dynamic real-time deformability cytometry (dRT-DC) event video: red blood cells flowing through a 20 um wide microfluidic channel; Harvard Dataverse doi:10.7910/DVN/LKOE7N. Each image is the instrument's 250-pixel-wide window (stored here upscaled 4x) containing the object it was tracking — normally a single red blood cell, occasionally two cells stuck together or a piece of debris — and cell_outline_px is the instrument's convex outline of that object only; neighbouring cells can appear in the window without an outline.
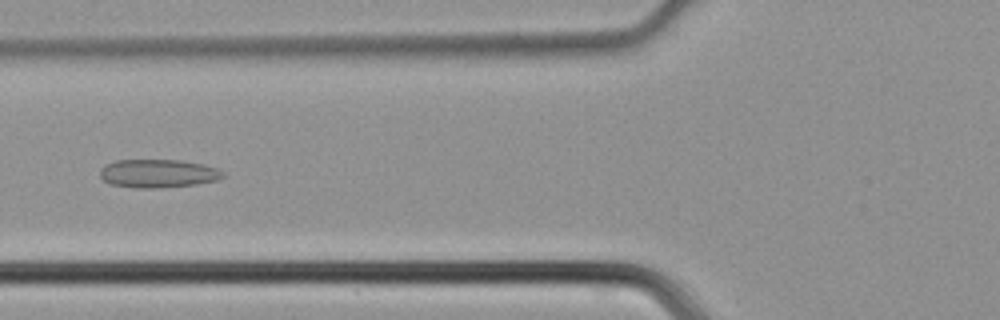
{"species": "common noctule bat (a hibernating species)", "species_latin": "Nyctalus noctula", "temperature_condition": "cold", "stored_images_in_passage": 27, "camera_frame_rate_fps": 3000, "um_per_image_px": 0.085, "animal": {"sex": "male", "body_mass_g": 21.5, "forearm_length_mm": 52.0}, "frame": {"image": 1, "passage_image": 5, "time_ms": 1.333, "image_size_px": [1000, 320], "cell_outline_px": [[224, 176], [216, 180], [196, 184], [160, 188], [136, 188], [108, 184], [100, 176], [100, 168], [104, 164], [116, 160], [180, 160], [204, 164], [216, 168], [224, 172]], "centroid_in_image_um": [13.4, 14.74], "position_along_channel_um": 112.4, "area_um2": 20.46}}
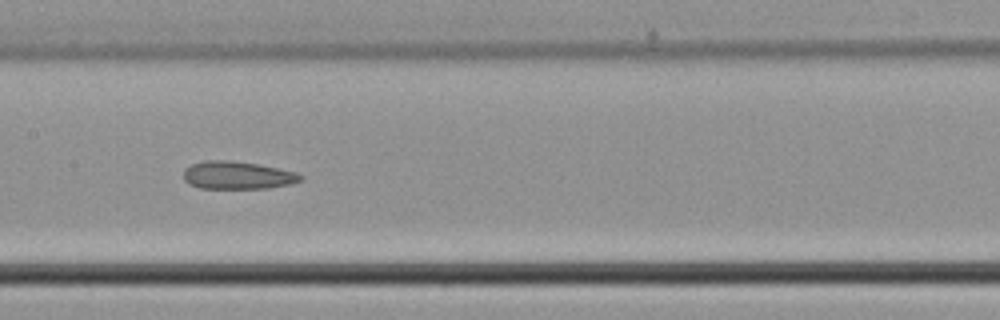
{"frame": {"image": 2, "passage_image": 10, "time_ms": 3.0, "image_size_px": [1000, 320], "cell_outline_px": [[304, 180], [288, 184], [268, 188], [200, 188], [188, 184], [184, 180], [184, 168], [192, 164], [204, 160], [232, 160], [260, 164], [296, 172], [304, 176]], "centroid_in_image_um": [20.18, 14.89], "position_along_channel_um": 187.2, "area_um2": 19.13}}
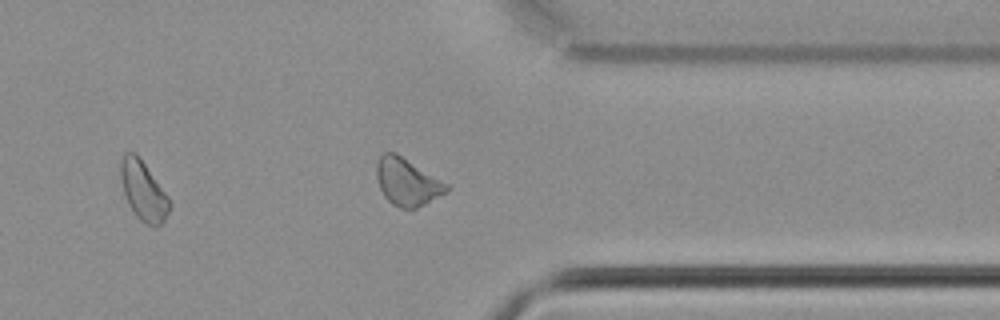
{"frame": {"image": 3, "passage_image": 23, "time_ms": 7.333, "image_size_px": [1000, 320], "cell_outline_px": [[448, 192], [416, 208], [400, 208], [392, 204], [384, 196], [380, 188], [376, 176], [376, 164], [380, 156], [384, 152], [396, 152], [448, 184]], "centroid_in_image_um": [34.59, 15.45], "position_along_channel_um": 376.8, "area_um2": 19.19}}